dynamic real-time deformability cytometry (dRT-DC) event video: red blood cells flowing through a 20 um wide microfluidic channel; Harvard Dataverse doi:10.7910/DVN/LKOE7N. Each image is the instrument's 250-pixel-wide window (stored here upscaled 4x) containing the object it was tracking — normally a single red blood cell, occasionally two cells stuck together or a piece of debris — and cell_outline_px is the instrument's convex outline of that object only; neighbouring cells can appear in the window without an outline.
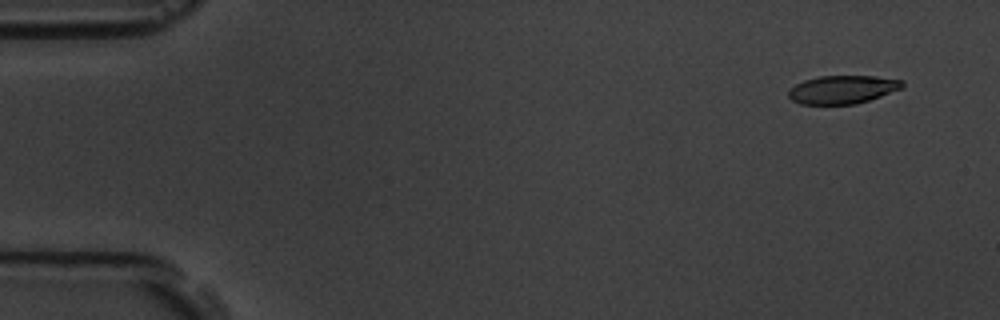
{"species": "common noctule bat (a hibernating species)", "species_latin": "Nyctalus noctula", "temperature_condition": "room temperature", "stored_images_in_passage": 5, "camera_frame_rate_fps": 3000, "um_per_image_px": 0.085, "animal": {"sex": "male", "body_mass_g": 19.5, "forearm_length_mm": 54.6}, "frame": {"image": 1, "passage_image": 1, "time_ms": 0.0, "image_size_px": [1000, 320], "cell_outline_px": [[904, 88], [856, 104], [800, 104], [792, 100], [788, 96], [788, 88], [804, 80], [820, 76], [876, 76], [904, 80]], "centroid_in_image_um": [71.62, 7.6], "position_along_channel_um": 13.4, "area_um2": 18.84}}
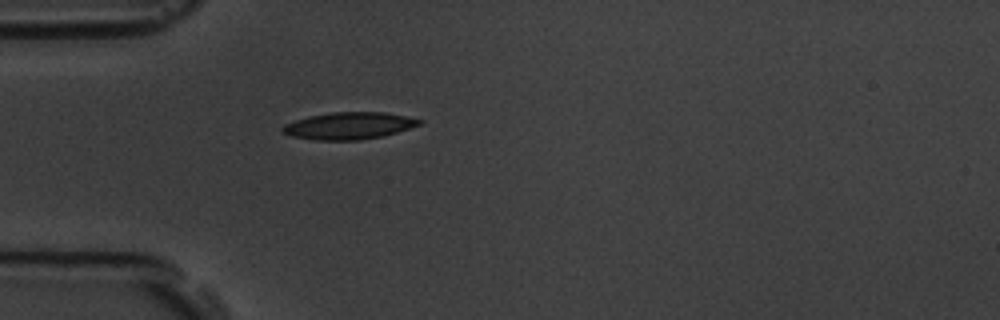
{"frame": {"image": 2, "passage_image": 5, "time_ms": 4.333, "image_size_px": [1000, 320], "cell_outline_px": [[424, 120], [420, 124], [396, 132], [380, 136], [360, 140], [316, 140], [292, 136], [280, 132], [280, 128], [284, 124], [308, 116], [332, 112], [384, 112]], "centroid_in_image_um": [29.6, 10.68], "position_along_channel_um": 55.4, "area_um2": 21.39}}